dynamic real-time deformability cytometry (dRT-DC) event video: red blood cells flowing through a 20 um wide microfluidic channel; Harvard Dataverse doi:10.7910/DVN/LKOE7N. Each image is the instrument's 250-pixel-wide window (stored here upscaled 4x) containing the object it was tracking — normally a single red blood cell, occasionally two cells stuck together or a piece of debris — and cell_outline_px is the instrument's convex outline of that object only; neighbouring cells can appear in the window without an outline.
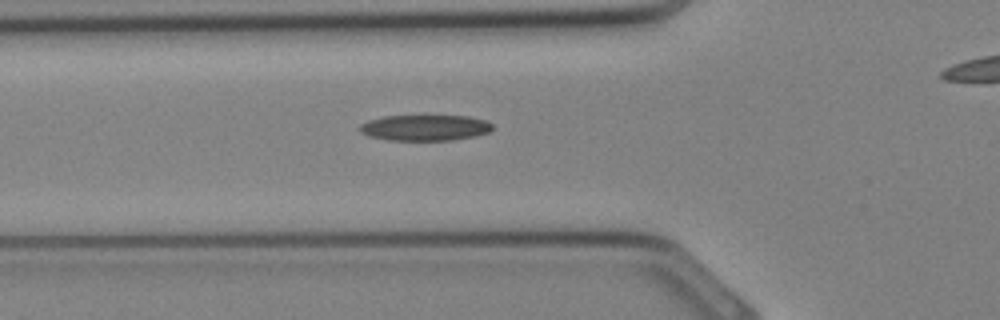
{"species": "Egyptian fruit bat (a non-hibernating species)", "species_latin": "Rousettus aegyptiacus", "temperature_condition": "cold", "stored_images_in_passage": 21, "camera_frame_rate_fps": 3000, "um_per_image_px": 0.085, "animal": {"sex": "female"}, "frame": {"image": 1, "passage_image": 3, "time_ms": 0.667, "image_size_px": [1000, 320], "cell_outline_px": [[492, 128], [488, 132], [476, 136], [452, 140], [388, 140], [368, 136], [360, 132], [360, 124], [368, 120], [384, 116], [468, 116], [484, 120], [492, 124]], "centroid_in_image_um": [36.1, 10.86], "position_along_channel_um": 89.7, "area_um2": 19.94}}
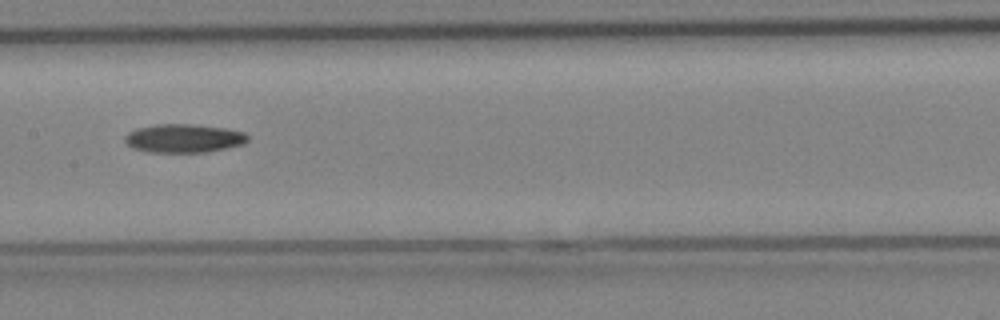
{"frame": {"image": 2, "passage_image": 8, "time_ms": 2.333, "image_size_px": [1000, 320], "cell_outline_px": [[248, 140], [244, 144], [204, 152], [148, 152], [132, 148], [124, 140], [124, 136], [128, 132], [136, 128], [156, 124], [192, 124], [224, 128], [244, 132], [248, 136]], "centroid_in_image_um": [15.58, 11.75], "position_along_channel_um": 191.8, "area_um2": 20.4}}
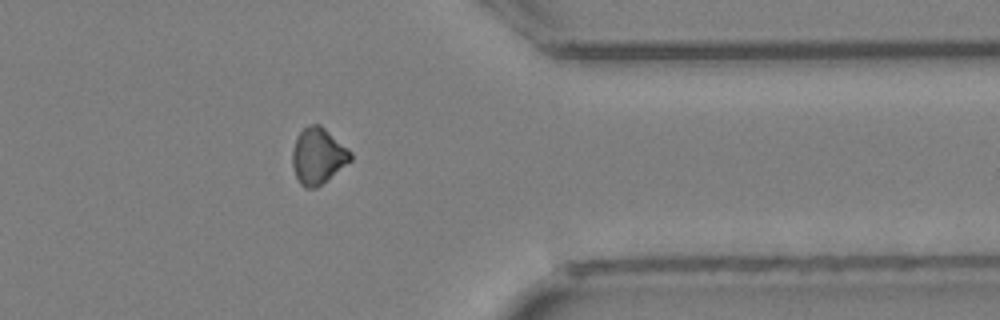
{"frame": {"image": 3, "passage_image": 18, "time_ms": 5.667, "image_size_px": [1000, 320], "cell_outline_px": [[352, 160], [316, 188], [304, 188], [300, 184], [296, 176], [292, 164], [292, 148], [296, 136], [304, 128], [312, 124], [320, 124], [348, 148], [352, 152]], "centroid_in_image_um": [27.02, 13.25], "position_along_channel_um": 384.4, "area_um2": 19.02}}